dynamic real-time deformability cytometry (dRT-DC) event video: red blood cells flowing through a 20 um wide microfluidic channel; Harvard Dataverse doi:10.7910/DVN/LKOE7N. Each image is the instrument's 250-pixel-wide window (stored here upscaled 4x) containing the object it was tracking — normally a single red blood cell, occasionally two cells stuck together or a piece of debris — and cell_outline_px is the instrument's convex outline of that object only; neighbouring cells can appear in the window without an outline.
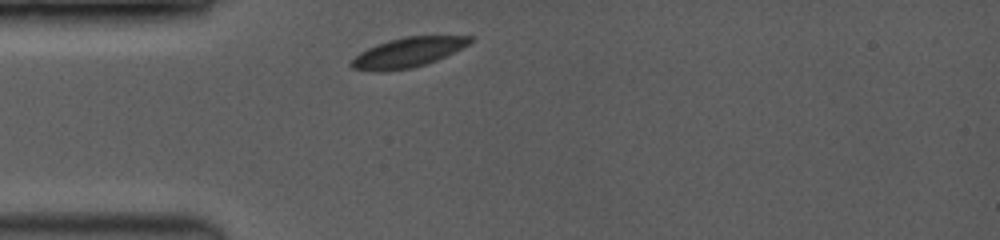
{"species": "common noctule bat (a hibernating species)", "species_latin": "Nyctalus noctula", "temperature_condition": "room temperature", "stored_images_in_passage": 11, "camera_frame_rate_fps": 3500, "um_per_image_px": 0.085, "animal": {"sex": "female", "body_mass_g": 19.0, "forearm_length_mm": 53.3}, "frame": {"image": 1, "passage_image": 1, "time_ms": 0.0, "image_size_px": [1000, 240], "cell_outline_px": [[476, 36], [468, 44], [436, 60], [424, 64], [408, 68], [352, 68], [348, 64], [360, 52], [376, 44], [388, 40], [408, 36]], "centroid_in_image_um": [34.72, 4.39], "position_along_channel_um": 50.3, "area_um2": 19.36}}
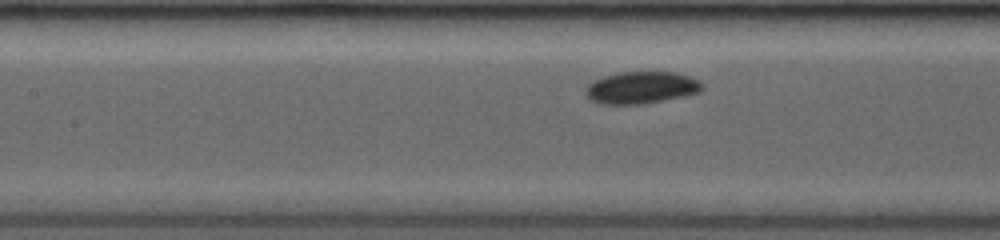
{"frame": {"image": 2, "passage_image": 7, "time_ms": 2.857, "image_size_px": [1000, 240], "cell_outline_px": [[704, 88], [700, 92], [644, 104], [600, 104], [592, 100], [584, 92], [584, 88], [588, 84], [604, 76], [616, 72], [676, 72], [692, 76], [700, 80], [704, 84]], "centroid_in_image_um": [54.54, 7.43], "position_along_channel_um": 152.9, "area_um2": 21.96}}
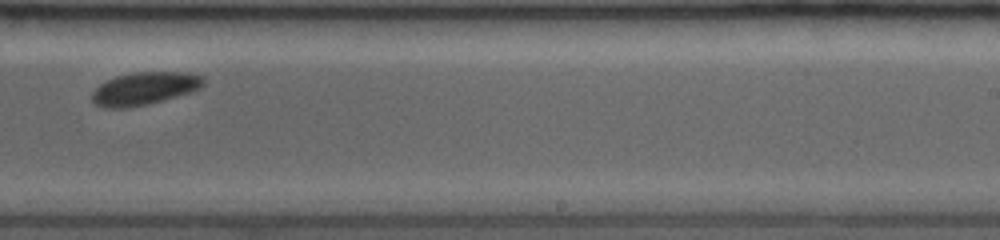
{"frame": {"image": 3, "passage_image": 11, "time_ms": 6.0, "image_size_px": [1000, 240], "cell_outline_px": [[204, 84], [200, 88], [192, 92], [164, 100], [148, 104], [128, 108], [104, 108], [96, 104], [92, 100], [92, 92], [100, 84], [116, 76], [136, 72], [184, 72], [204, 76]], "centroid_in_image_um": [12.3, 7.53], "position_along_channel_um": 276.7, "area_um2": 21.33}}